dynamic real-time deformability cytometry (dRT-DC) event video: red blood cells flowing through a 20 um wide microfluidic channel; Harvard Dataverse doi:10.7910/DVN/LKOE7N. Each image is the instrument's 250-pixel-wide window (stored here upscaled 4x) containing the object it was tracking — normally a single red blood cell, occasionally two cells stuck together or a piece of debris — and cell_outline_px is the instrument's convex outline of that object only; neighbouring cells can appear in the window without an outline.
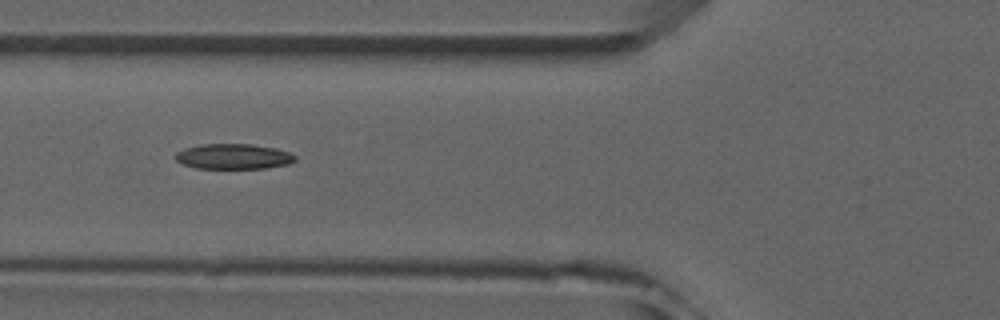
{"species": "common noctule bat (a hibernating species)", "species_latin": "Nyctalus noctula", "temperature_condition": "room temperature", "stored_images_in_passage": 7, "camera_frame_rate_fps": 3000, "um_per_image_px": 0.085, "animal": {"sex": "male", "forearm_length_mm": 52.5}, "frame": {"image": 1, "passage_image": 5, "time_ms": 4.667, "image_size_px": [1000, 320], "cell_outline_px": [[296, 160], [288, 164], [264, 168], [196, 168], [184, 164], [176, 160], [172, 156], [176, 152], [184, 148], [200, 144], [252, 144], [276, 148], [288, 152], [296, 156]], "centroid_in_image_um": [19.81, 13.29], "position_along_channel_um": 106.0, "area_um2": 17.69}}
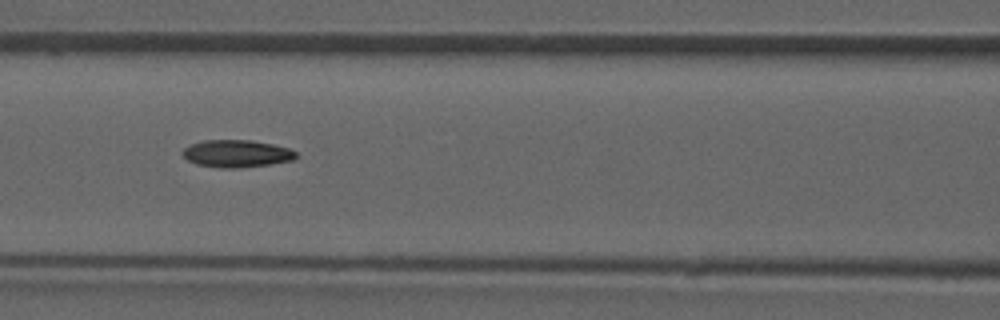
{"frame": {"image": 2, "passage_image": 6, "time_ms": 5.667, "image_size_px": [1000, 320], "cell_outline_px": [[296, 156], [292, 160], [268, 164], [236, 168], [220, 168], [196, 164], [188, 160], [180, 152], [184, 148], [192, 144], [204, 140], [252, 140], [272, 144], [288, 148], [296, 152]], "centroid_in_image_um": [20.08, 13.05], "position_along_channel_um": 146.5, "area_um2": 17.92}}